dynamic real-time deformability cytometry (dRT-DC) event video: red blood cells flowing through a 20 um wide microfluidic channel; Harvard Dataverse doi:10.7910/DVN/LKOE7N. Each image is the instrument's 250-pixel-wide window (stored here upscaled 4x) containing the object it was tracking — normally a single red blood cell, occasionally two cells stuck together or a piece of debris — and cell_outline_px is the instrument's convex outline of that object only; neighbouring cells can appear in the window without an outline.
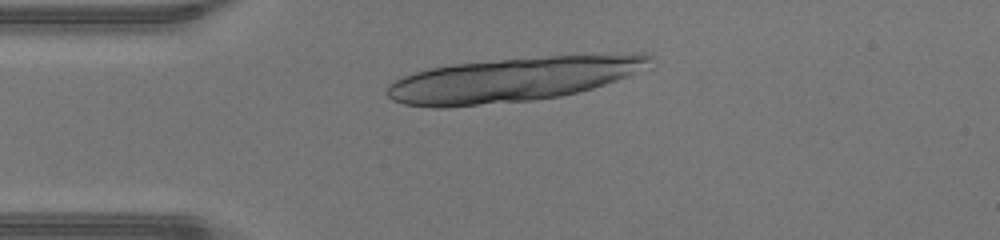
{"species": "human", "species_latin": "Homo sapiens", "temperature_condition": "warm", "stored_images_in_passage": 6, "camera_frame_rate_fps": 3000, "um_per_image_px": 0.085, "donor": {"sex": "male"}, "frame": {"image": 1, "passage_image": 1, "time_ms": 0.0, "image_size_px": [1000, 240], "cell_outline_px": [[652, 56], [648, 60], [632, 72], [616, 80], [592, 88], [560, 96], [532, 100], [448, 108], [432, 108], [404, 104], [392, 100], [388, 96], [388, 84], [404, 76], [428, 68], [452, 64], [548, 56], [640, 52], [644, 52]], "centroid_in_image_um": [43.48, 6.76], "position_along_channel_um": 41.5, "area_um2": 67.16}}